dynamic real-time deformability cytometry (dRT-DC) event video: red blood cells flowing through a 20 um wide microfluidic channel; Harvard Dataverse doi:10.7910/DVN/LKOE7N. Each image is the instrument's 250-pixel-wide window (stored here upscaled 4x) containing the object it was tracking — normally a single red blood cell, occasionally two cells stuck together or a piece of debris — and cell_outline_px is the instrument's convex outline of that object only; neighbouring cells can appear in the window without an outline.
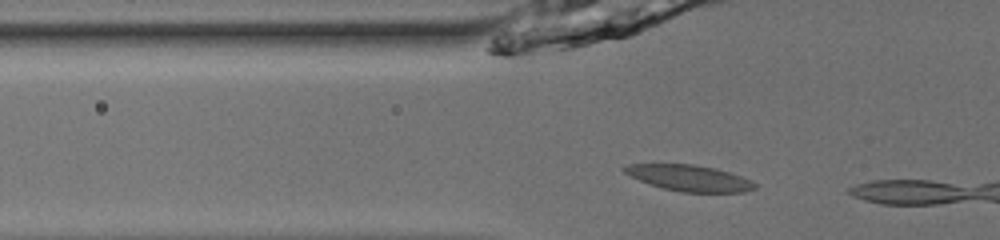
{"species": "common noctule bat (a hibernating species)", "species_latin": "Nyctalus noctula", "temperature_condition": "room temperature", "stored_images_in_passage": 12, "camera_frame_rate_fps": 3000, "um_per_image_px": 0.085, "animal": {"sex": "male", "body_mass_g": 13.0, "forearm_length_mm": 53.1}, "frame": {"image": 1, "passage_image": 10, "time_ms": 3.0, "image_size_px": [1000, 240], "cell_outline_px": [[756, 188], [744, 192], [680, 192], [664, 188], [640, 180], [624, 172], [620, 168], [624, 164], [692, 164], [716, 168], [752, 180], [756, 184]], "centroid_in_image_um": [58.59, 15.12], "position_along_channel_um": 67.2, "area_um2": 19.71}}